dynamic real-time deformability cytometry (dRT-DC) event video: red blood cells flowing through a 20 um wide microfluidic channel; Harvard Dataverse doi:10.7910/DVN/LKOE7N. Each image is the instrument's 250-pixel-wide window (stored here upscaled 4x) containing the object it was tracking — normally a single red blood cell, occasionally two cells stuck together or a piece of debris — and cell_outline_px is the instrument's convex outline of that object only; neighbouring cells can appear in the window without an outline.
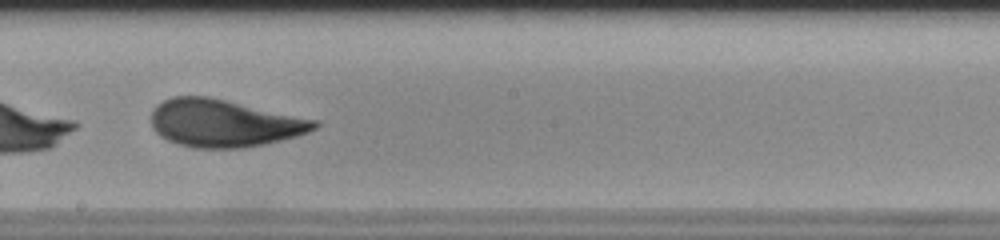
{"species": "human", "species_latin": "Homo sapiens", "temperature_condition": "room temperature", "stored_images_in_passage": 49, "camera_frame_rate_fps": 3000, "um_per_image_px": 0.085, "donor": {"sex": "male"}, "frame": {"image": 1, "passage_image": 27, "time_ms": 8.667, "image_size_px": [1000, 240], "cell_outline_px": [[320, 124], [316, 128], [308, 132], [296, 136], [264, 144], [244, 148], [192, 148], [168, 140], [160, 136], [152, 128], [152, 108], [156, 104], [172, 96], [208, 96], [320, 120]], "centroid_in_image_um": [19.05, 10.46], "position_along_channel_um": 229.2, "area_um2": 45.43}}
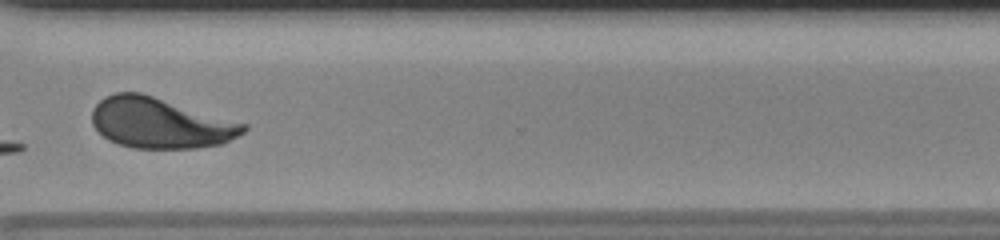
{"frame": {"image": 2, "passage_image": 37, "time_ms": 12.0, "image_size_px": [1000, 240], "cell_outline_px": [[248, 128], [244, 132], [220, 144], [196, 148], [132, 148], [116, 144], [108, 140], [92, 124], [92, 108], [104, 96], [116, 92], [140, 92], [248, 124]], "centroid_in_image_um": [13.59, 10.45], "position_along_channel_um": 357.0, "area_um2": 44.56}, "authors_computed_cell_mechanics": {"area_um2": 45.373, "velocity_mm_per_s": 3.8293, "shape_relaxation_time_tau1_ms": 6.0872, "shape_relaxation_time_tau2_ms": null, "deformation_change_tau1": 0.1678, "deformation_change_tau2": null}}